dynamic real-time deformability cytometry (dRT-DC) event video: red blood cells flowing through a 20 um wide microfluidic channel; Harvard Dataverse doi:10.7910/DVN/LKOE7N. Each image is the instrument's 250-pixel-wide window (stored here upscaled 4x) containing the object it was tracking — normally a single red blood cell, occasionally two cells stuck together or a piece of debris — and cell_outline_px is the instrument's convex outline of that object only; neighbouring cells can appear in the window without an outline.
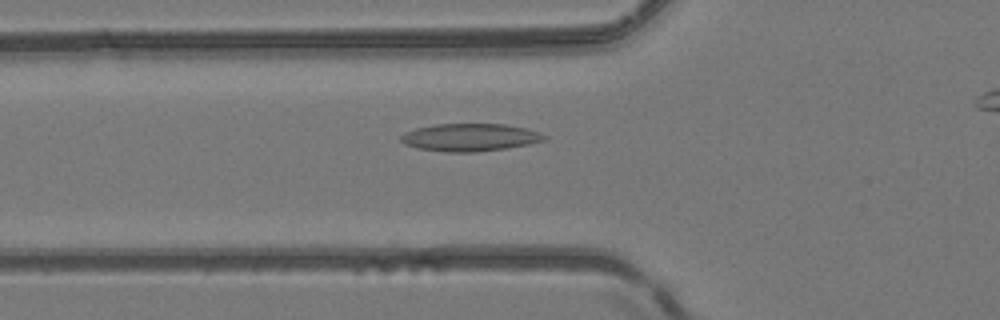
{"species": "common noctule bat (a hibernating species)", "species_latin": "Nyctalus noctula", "temperature_condition": "room temperature", "stored_images_in_passage": 32, "camera_frame_rate_fps": 3000, "um_per_image_px": 0.085, "animal": {"sex": "female", "body_mass_g": 24.6, "forearm_length_mm": 56.2}, "frame": {"image": 1, "passage_image": 5, "time_ms": 1.333, "image_size_px": [1000, 320], "cell_outline_px": [[548, 140], [508, 148], [476, 152], [448, 152], [416, 148], [404, 144], [400, 140], [400, 136], [404, 132], [416, 128], [436, 124], [504, 124], [524, 128], [548, 136]], "centroid_in_image_um": [39.93, 11.68], "position_along_channel_um": 85.9, "area_um2": 23.12}}
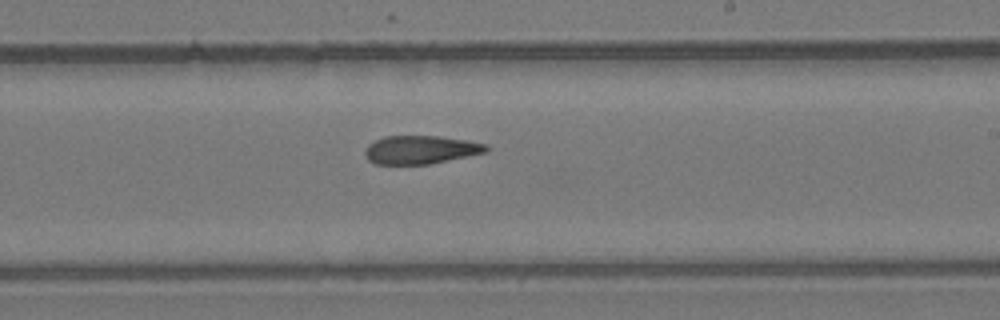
{"frame": {"image": 2, "passage_image": 17, "time_ms": 5.333, "image_size_px": [1000, 320], "cell_outline_px": [[492, 148], [488, 152], [428, 164], [376, 164], [368, 160], [364, 156], [364, 152], [368, 144], [384, 136], [440, 136], [464, 140], [484, 144]], "centroid_in_image_um": [35.74, 12.73], "position_along_channel_um": 253.3, "area_um2": 20.0}}
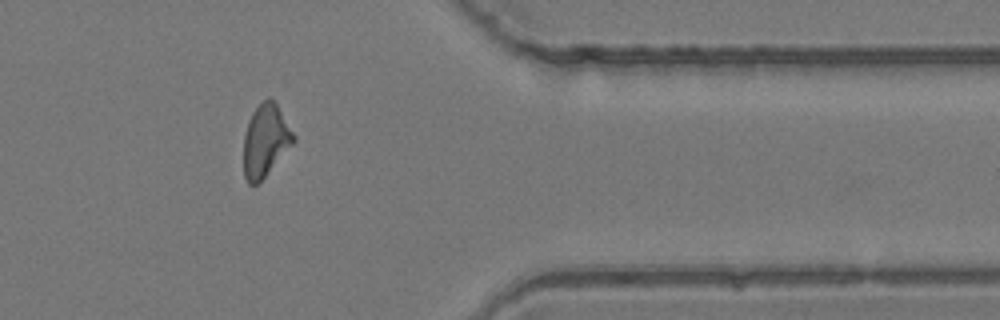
{"frame": {"image": 3, "passage_image": 28, "time_ms": 9.0, "image_size_px": [1000, 320], "cell_outline_px": [[296, 140], [264, 176], [256, 184], [248, 184], [244, 176], [244, 136], [248, 120], [252, 112], [268, 96], [276, 104], [296, 136]], "centroid_in_image_um": [22.55, 11.93], "position_along_channel_um": 388.8, "area_um2": 20.58}, "authors_computed_cell_mechanics": {"area_um2": 20.9236, "velocity_mm_per_s": 4.1715, "shape_relaxation_time_tau1_ms": null, "shape_relaxation_time_tau2_ms": 6.0313, "deformation_change_tau1": null, "deformation_change_tau2": 0.1632}}